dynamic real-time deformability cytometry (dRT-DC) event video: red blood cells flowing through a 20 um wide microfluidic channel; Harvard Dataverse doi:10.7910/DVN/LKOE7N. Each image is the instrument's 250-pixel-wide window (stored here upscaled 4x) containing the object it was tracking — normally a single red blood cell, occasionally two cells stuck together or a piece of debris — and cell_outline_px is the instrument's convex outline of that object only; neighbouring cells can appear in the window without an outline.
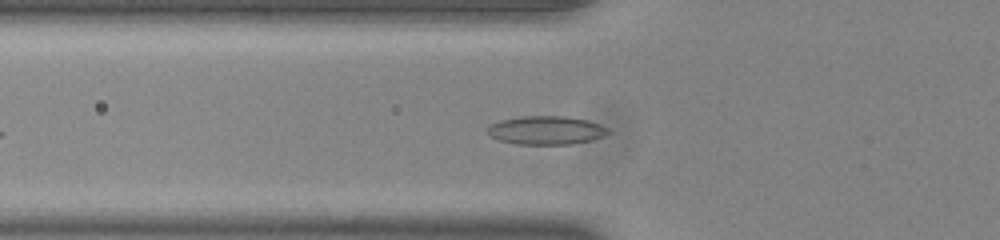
{"species": "common noctule bat (a hibernating species)", "species_latin": "Nyctalus noctula", "temperature_condition": "room temperature", "stored_images_in_passage": 39, "camera_frame_rate_fps": 3000, "um_per_image_px": 0.085, "animal": {"sex": "male", "body_mass_g": 20.0, "forearm_length_mm": 53.3}, "frame": {"image": 1, "passage_image": 14, "time_ms": 4.333, "image_size_px": [1000, 240], "cell_outline_px": [[612, 132], [604, 136], [592, 140], [572, 144], [516, 144], [500, 140], [492, 136], [488, 132], [488, 128], [492, 124], [500, 120], [520, 116], [564, 116], [588, 120], [600, 124], [608, 128]], "centroid_in_image_um": [46.48, 11.07], "position_along_channel_um": 79.3, "area_um2": 20.06}}
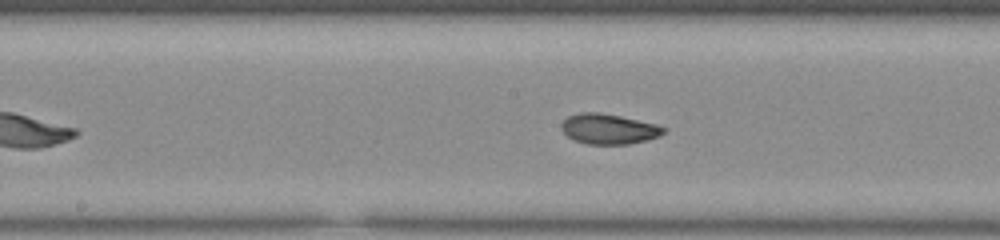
{"frame": {"image": 2, "passage_image": 23, "time_ms": 7.333, "image_size_px": [1000, 240], "cell_outline_px": [[668, 128], [660, 136], [648, 140], [628, 144], [588, 144], [572, 140], [560, 128], [560, 124], [568, 116], [580, 112], [600, 112], [620, 116], [656, 124]], "centroid_in_image_um": [51.74, 10.96], "position_along_channel_um": 196.5, "area_um2": 18.15}}
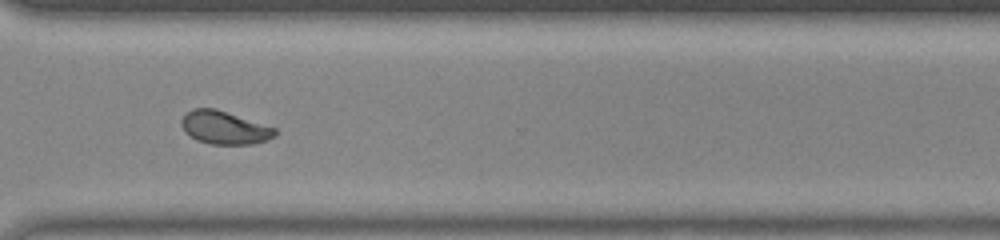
{"frame": {"image": 3, "passage_image": 35, "time_ms": 11.333, "image_size_px": [1000, 240], "cell_outline_px": [[276, 136], [268, 140], [252, 144], [212, 144], [196, 140], [184, 132], [180, 124], [180, 120], [192, 108], [216, 108], [276, 128]], "centroid_in_image_um": [19.06, 10.85], "position_along_channel_um": 351.5, "area_um2": 18.15}, "authors_computed_cell_mechanics": {"area_um2": 18.1492, "velocity_mm_per_s": 3.8834, "shape_relaxation_time_tau1_ms": 8.4326, "shape_relaxation_time_tau2_ms": 1.2602, "deformation_change_tau1": 0.1807, "deformation_change_tau2": 0.0527}}